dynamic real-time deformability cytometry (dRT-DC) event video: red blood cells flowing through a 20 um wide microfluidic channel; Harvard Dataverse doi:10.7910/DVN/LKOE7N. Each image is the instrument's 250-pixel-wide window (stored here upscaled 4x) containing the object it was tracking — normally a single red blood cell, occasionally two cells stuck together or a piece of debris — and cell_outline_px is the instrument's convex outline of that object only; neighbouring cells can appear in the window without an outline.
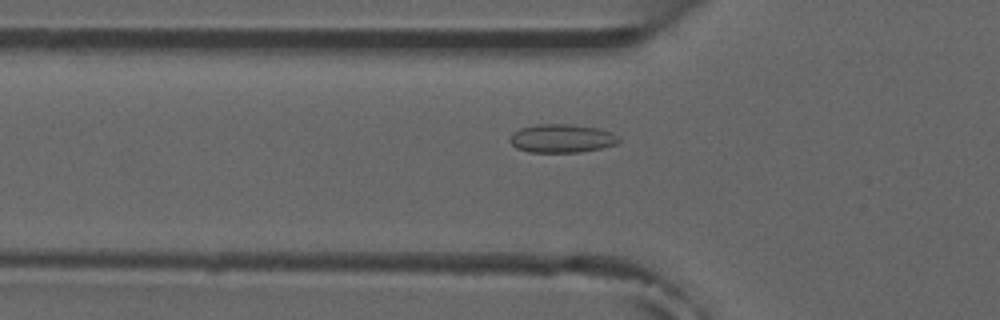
{"species": "common noctule bat (a hibernating species)", "species_latin": "Nyctalus noctula", "temperature_condition": "room temperature", "stored_images_in_passage": 2, "camera_frame_rate_fps": 3000, "um_per_image_px": 0.085, "animal": {"sex": "male", "forearm_length_mm": 52.5}, "frame": {"image": 1, "passage_image": 2, "time_ms": 2.0, "image_size_px": [1000, 320], "cell_outline_px": [[620, 140], [616, 144], [600, 148], [580, 152], [528, 152], [516, 148], [508, 140], [512, 132], [520, 128], [536, 124], [568, 124], [600, 128], [612, 132]], "centroid_in_image_um": [47.71, 11.76], "position_along_channel_um": 78.1, "area_um2": 18.15}}